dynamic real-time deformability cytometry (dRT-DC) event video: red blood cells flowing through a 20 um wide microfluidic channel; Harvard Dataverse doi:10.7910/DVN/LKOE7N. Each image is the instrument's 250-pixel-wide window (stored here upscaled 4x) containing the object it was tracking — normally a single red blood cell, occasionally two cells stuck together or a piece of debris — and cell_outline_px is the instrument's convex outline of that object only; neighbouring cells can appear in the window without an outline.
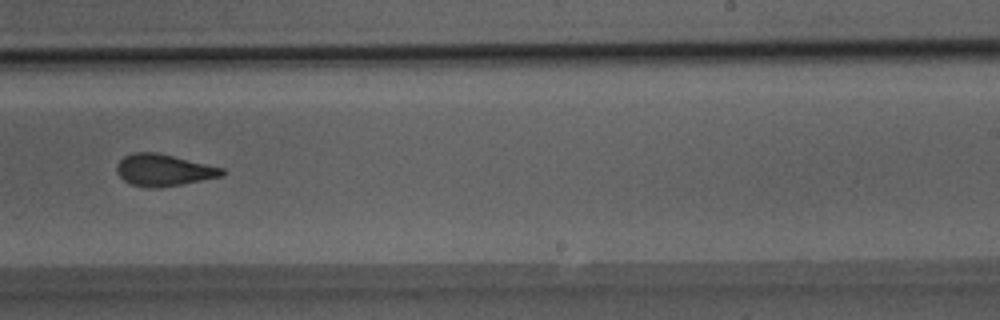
{"species": "Egyptian fruit bat (a non-hibernating species)", "species_latin": "Rousettus aegyptiacus", "temperature_condition": "room temperature", "stored_images_in_passage": 44, "camera_frame_rate_fps": 3000, "um_per_image_px": 0.085, "animal": {"sex": "male"}, "frame": {"image": 1, "passage_image": 25, "time_ms": 8.0, "image_size_px": [1000, 320], "cell_outline_px": [[224, 176], [180, 184], [156, 188], [148, 188], [132, 184], [124, 180], [116, 172], [116, 164], [124, 156], [132, 152], [156, 152], [224, 168]], "centroid_in_image_um": [13.89, 14.45], "position_along_channel_um": 275.1, "area_um2": 19.42}}
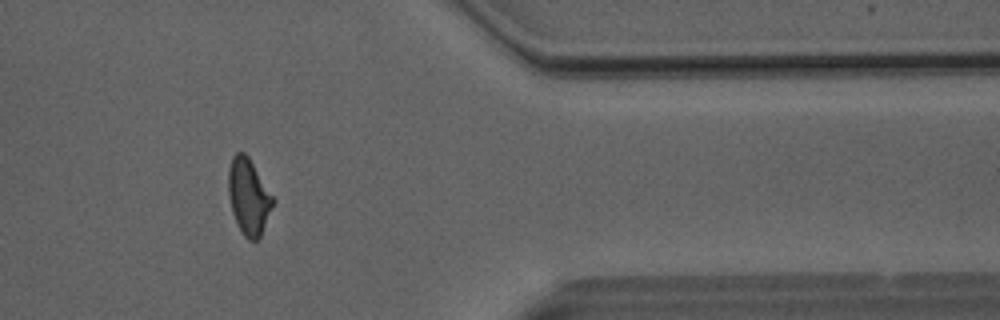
{"frame": {"image": 2, "passage_image": 35, "time_ms": 11.333, "image_size_px": [1000, 320], "cell_outline_px": [[276, 200], [260, 236], [256, 240], [248, 240], [244, 236], [232, 212], [228, 192], [228, 172], [232, 156], [236, 152], [244, 152], [248, 156]], "centroid_in_image_um": [21.14, 16.69], "position_along_channel_um": 390.3, "area_um2": 19.65}}
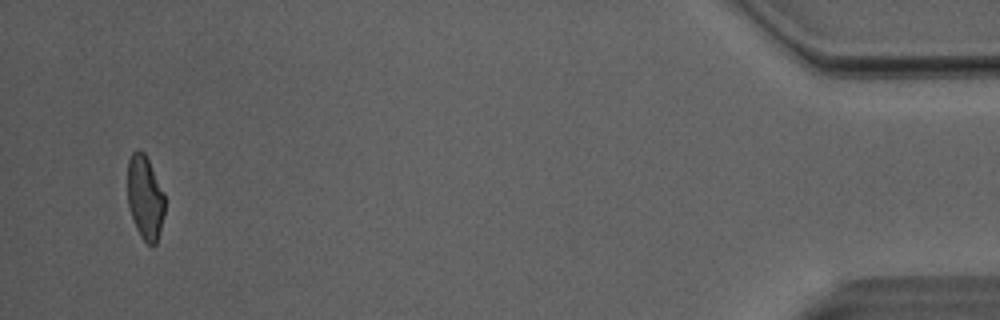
{"frame": {"image": 3, "passage_image": 42, "time_ms": 13.667, "image_size_px": [1000, 320], "cell_outline_px": [[164, 216], [156, 244], [152, 248], [140, 236], [136, 228], [128, 204], [128, 160], [132, 152], [136, 148], [140, 148], [144, 152], [164, 192]], "centroid_in_image_um": [12.33, 16.78], "position_along_channel_um": 422.9, "area_um2": 18.26}, "authors_computed_cell_mechanics": {"area_um2": 19.8254, "velocity_mm_per_s": 4.062, "shape_relaxation_time_tau1_ms": 5.916, "shape_relaxation_time_tau2_ms": 1.8271, "deformation_change_tau1": 0.1472, "deformation_change_tau2": 0.0835}}